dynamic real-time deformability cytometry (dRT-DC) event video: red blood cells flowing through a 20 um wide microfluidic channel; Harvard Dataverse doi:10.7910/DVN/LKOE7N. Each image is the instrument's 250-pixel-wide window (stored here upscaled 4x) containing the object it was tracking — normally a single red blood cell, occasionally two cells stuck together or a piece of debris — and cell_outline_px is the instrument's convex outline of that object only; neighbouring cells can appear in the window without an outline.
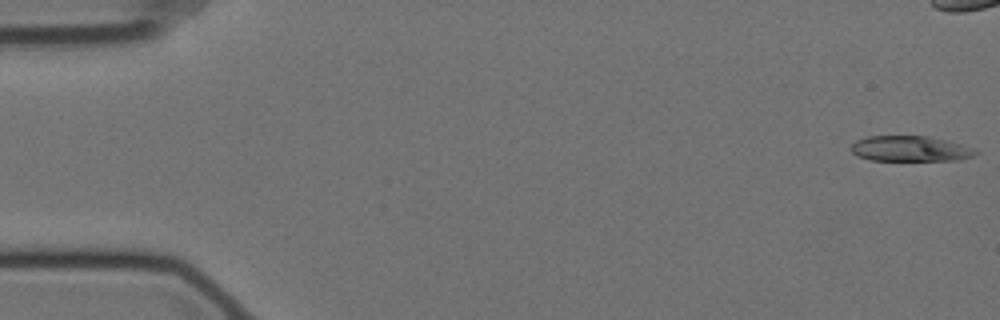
{"species": "Egyptian fruit bat (a non-hibernating species)", "species_latin": "Rousettus aegyptiacus", "temperature_condition": "cold", "stored_images_in_passage": 58, "camera_frame_rate_fps": 3000, "um_per_image_px": 0.085, "animal": {"sex": "female"}, "frame": {"image": 1, "passage_image": 1, "time_ms": 0.0, "image_size_px": [1000, 320], "cell_outline_px": [[980, 152], [976, 156], [956, 160], [872, 160], [856, 156], [848, 148], [856, 140], [868, 136], [928, 136], [976, 148]], "centroid_in_image_um": [77.37, 12.64], "position_along_channel_um": 7.6, "area_um2": 18.61}}
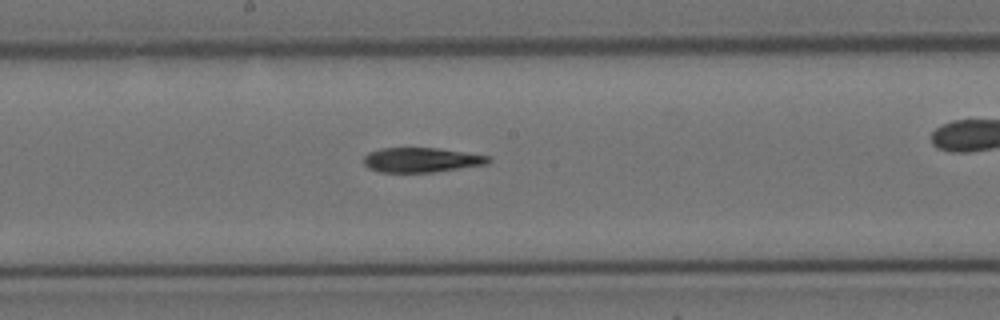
{"frame": {"image": 2, "passage_image": 30, "time_ms": 9.667, "image_size_px": [1000, 320], "cell_outline_px": [[492, 160], [488, 164], [432, 172], [380, 172], [368, 168], [364, 164], [364, 156], [368, 152], [380, 148], [440, 148], [492, 156]], "centroid_in_image_um": [35.84, 13.59], "position_along_channel_um": 212.4, "area_um2": 18.09}}
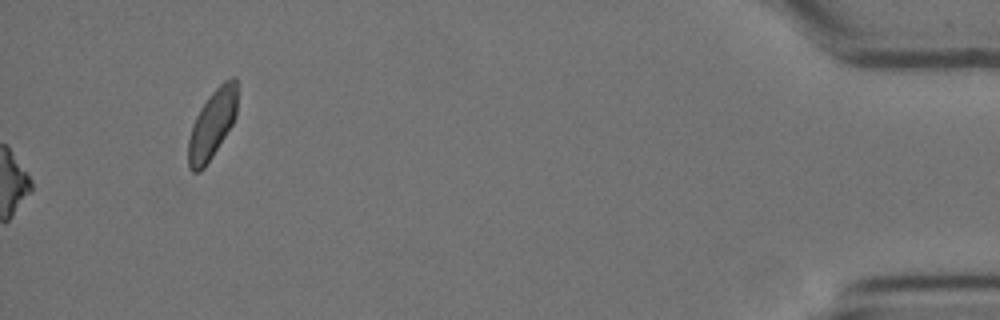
{"frame": {"image": 3, "passage_image": 58, "time_ms": 19.0, "image_size_px": [1000, 320], "cell_outline_px": [[236, 116], [232, 124], [212, 156], [204, 168], [200, 172], [192, 172], [188, 168], [188, 140], [192, 124], [200, 108], [208, 96], [224, 80], [232, 76], [236, 76]], "centroid_in_image_um": [18.01, 10.57], "position_along_channel_um": 417.2, "area_um2": 19.54}}